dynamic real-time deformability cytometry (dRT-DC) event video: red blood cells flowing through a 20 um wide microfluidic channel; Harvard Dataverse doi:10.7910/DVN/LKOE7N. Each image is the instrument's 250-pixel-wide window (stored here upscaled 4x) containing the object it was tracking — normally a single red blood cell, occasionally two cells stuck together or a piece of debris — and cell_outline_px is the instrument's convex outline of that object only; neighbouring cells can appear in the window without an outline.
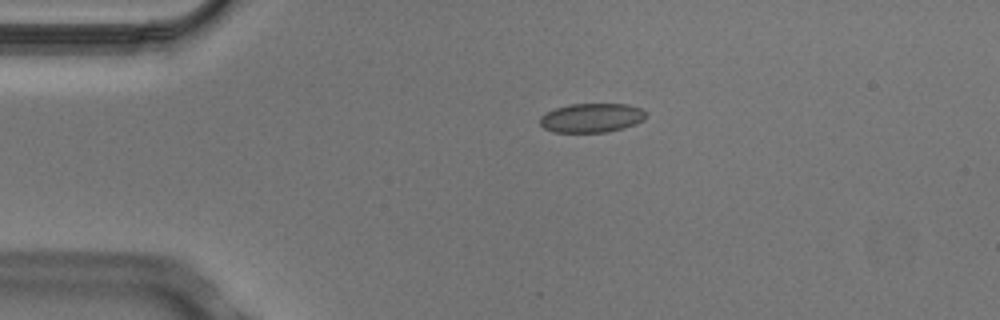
{"species": "Egyptian fruit bat (a non-hibernating species)", "species_latin": "Rousettus aegyptiacus", "temperature_condition": "cold", "stored_images_in_passage": 4, "camera_frame_rate_fps": 3000, "um_per_image_px": 0.085, "animal": {"sex": "male"}, "frame": {"image": 1, "passage_image": 3, "time_ms": 0.667, "image_size_px": [1000, 320], "cell_outline_px": [[644, 120], [636, 124], [624, 128], [608, 132], [552, 132], [544, 128], [540, 124], [540, 116], [556, 108], [572, 104], [628, 104], [640, 108], [644, 112]], "centroid_in_image_um": [50.28, 10.02], "position_along_channel_um": 34.7, "area_um2": 17.92}}